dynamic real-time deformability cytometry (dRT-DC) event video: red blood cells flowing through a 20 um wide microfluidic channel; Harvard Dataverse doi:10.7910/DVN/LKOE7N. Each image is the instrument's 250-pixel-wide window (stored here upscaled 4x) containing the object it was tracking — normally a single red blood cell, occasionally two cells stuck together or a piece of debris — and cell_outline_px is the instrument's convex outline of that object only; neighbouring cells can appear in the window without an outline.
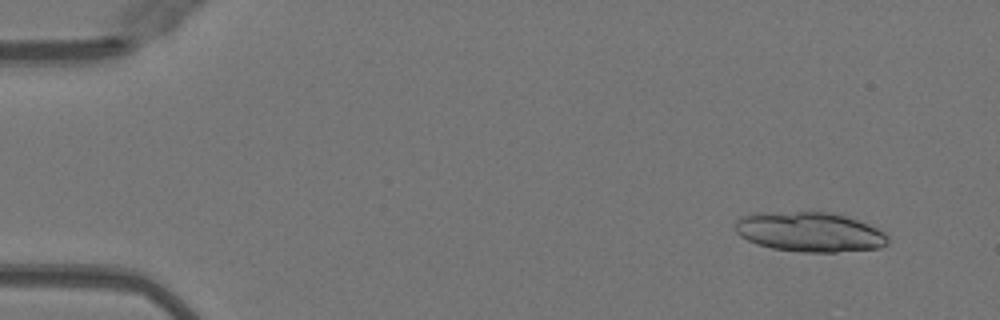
{"species": "Egyptian fruit bat (a non-hibernating species)", "species_latin": "Rousettus aegyptiacus", "temperature_condition": "warm", "stored_images_in_passage": 18, "camera_frame_rate_fps": 3000, "um_per_image_px": 0.085, "animal": {"sex": "female"}, "frame": {"image": 1, "passage_image": 3, "time_ms": 0.667, "image_size_px": [1000, 320], "cell_outline_px": [[888, 244], [880, 248], [836, 252], [804, 252], [772, 248], [756, 244], [740, 236], [736, 232], [736, 220], [740, 216], [756, 212], [832, 212], [868, 224], [884, 232], [888, 236]], "centroid_in_image_um": [68.8, 19.71], "position_along_channel_um": 16.2, "area_um2": 35.43}}